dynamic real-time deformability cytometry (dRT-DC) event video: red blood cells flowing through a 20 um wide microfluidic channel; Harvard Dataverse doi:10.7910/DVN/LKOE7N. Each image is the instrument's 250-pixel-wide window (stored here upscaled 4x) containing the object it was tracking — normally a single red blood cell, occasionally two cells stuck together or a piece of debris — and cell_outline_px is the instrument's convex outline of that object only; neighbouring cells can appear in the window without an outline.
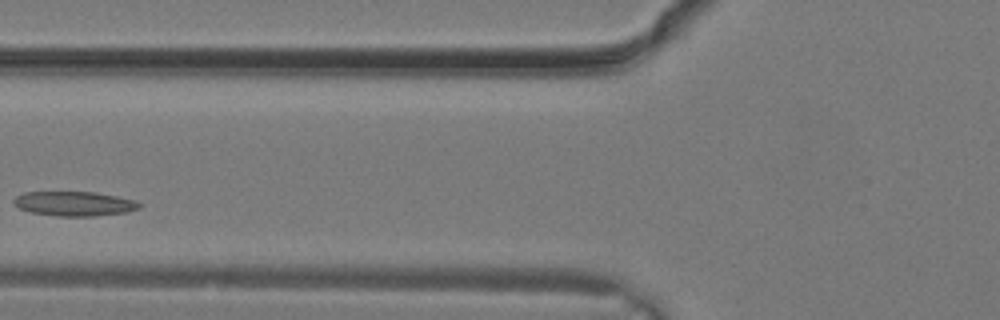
{"species": "common noctule bat (a hibernating species)", "species_latin": "Nyctalus noctula", "temperature_condition": "warm", "stored_images_in_passage": 23, "camera_frame_rate_fps": 3000, "um_per_image_px": 0.085, "animal": {"sex": "male", "body_mass_g": 19.2, "forearm_length_mm": 51.8}, "frame": {"image": 1, "passage_image": 5, "time_ms": 1.333, "image_size_px": [1000, 320], "cell_outline_px": [[140, 208], [128, 212], [92, 216], [60, 216], [32, 212], [20, 208], [12, 204], [12, 200], [16, 196], [24, 192], [92, 192], [116, 196], [136, 200], [140, 204]], "centroid_in_image_um": [6.31, 17.31], "position_along_channel_um": 119.5, "area_um2": 17.86}}
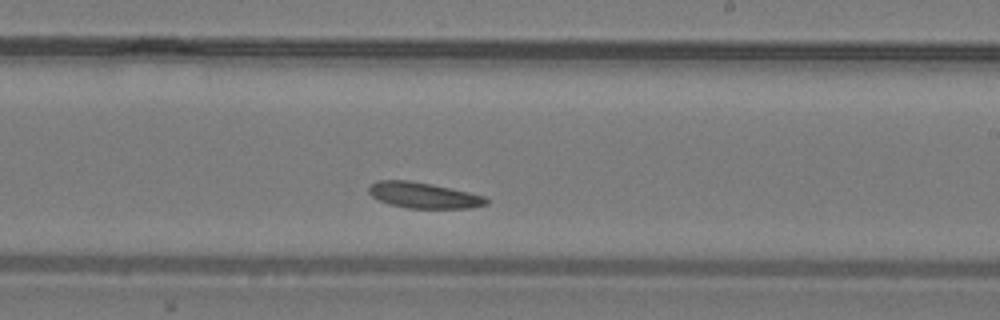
{"frame": {"image": 2, "passage_image": 11, "time_ms": 3.333, "image_size_px": [1000, 320], "cell_outline_px": [[488, 204], [468, 208], [408, 208], [388, 204], [372, 196], [368, 192], [368, 188], [376, 180], [408, 180], [432, 184], [468, 192], [484, 196], [488, 200]], "centroid_in_image_um": [35.98, 16.6], "position_along_channel_um": 253.0, "area_um2": 17.57}}
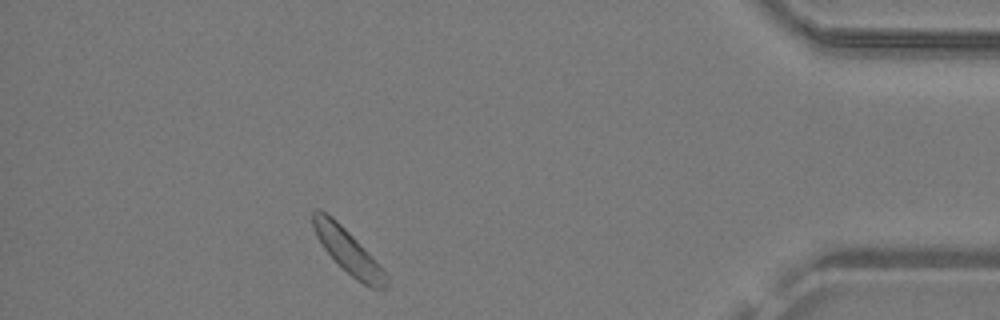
{"frame": {"image": 3, "passage_image": 20, "time_ms": 6.333, "image_size_px": [1000, 320], "cell_outline_px": [[388, 284], [384, 288], [372, 288], [356, 280], [324, 248], [316, 236], [312, 224], [312, 212], [316, 208], [320, 208], [332, 216], [372, 256], [388, 276]], "centroid_in_image_um": [29.56, 21.31], "position_along_channel_um": 405.6, "area_um2": 18.32}}